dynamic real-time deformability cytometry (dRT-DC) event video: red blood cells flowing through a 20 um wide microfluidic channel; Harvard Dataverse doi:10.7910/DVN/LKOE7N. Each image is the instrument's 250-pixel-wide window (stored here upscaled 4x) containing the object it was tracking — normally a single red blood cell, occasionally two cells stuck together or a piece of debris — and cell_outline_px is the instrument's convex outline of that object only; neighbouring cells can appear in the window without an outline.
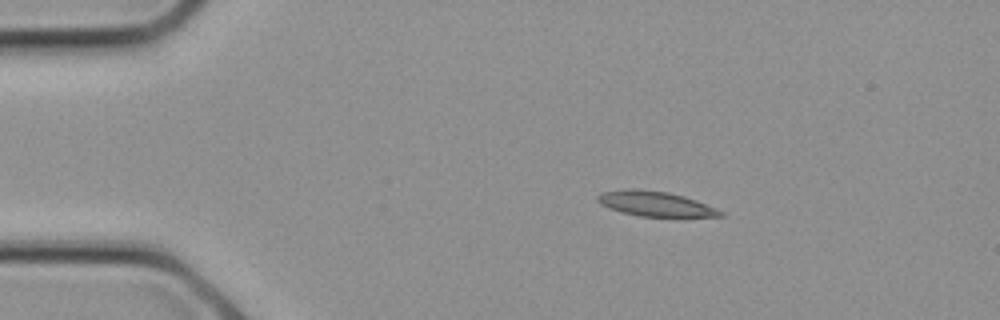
{"species": "common noctule bat (a hibernating species)", "species_latin": "Nyctalus noctula", "temperature_condition": "cold", "stored_images_in_passage": 15, "camera_frame_rate_fps": 3000, "um_per_image_px": 0.085, "animal": {"sex": "female", "body_mass_g": 21.9}, "frame": {"image": 1, "passage_image": 4, "time_ms": 1.0, "image_size_px": [1000, 320], "cell_outline_px": [[724, 216], [640, 216], [620, 212], [600, 204], [596, 200], [596, 196], [600, 192], [628, 188], [636, 188], [668, 192], [684, 196], [696, 200], [716, 208], [724, 212]], "centroid_in_image_um": [55.64, 17.3], "position_along_channel_um": 29.4, "area_um2": 17.86}}
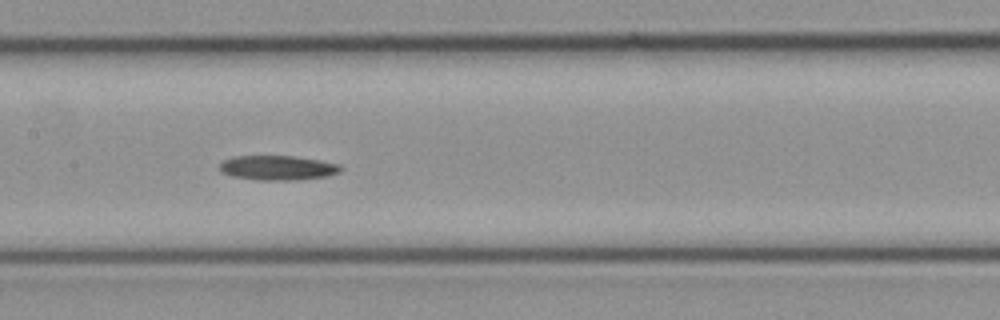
{"frame": {"image": 2, "passage_image": 12, "time_ms": 3.667, "image_size_px": [1000, 320], "cell_outline_px": [[344, 168], [340, 172], [328, 176], [300, 180], [256, 180], [232, 176], [220, 172], [220, 164], [224, 160], [232, 156], [296, 156], [320, 160], [340, 164]], "centroid_in_image_um": [23.64, 14.27], "position_along_channel_um": 183.8, "area_um2": 17.63}}
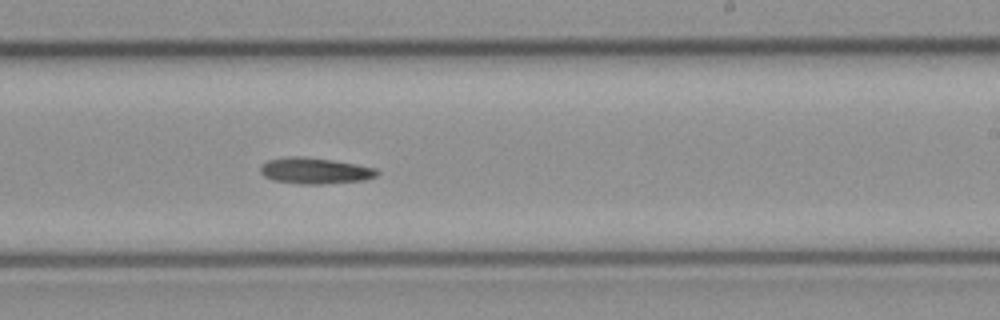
{"frame": {"image": 3, "passage_image": 15, "time_ms": 4.667, "image_size_px": [1000, 320], "cell_outline_px": [[380, 172], [376, 176], [364, 180], [320, 184], [300, 184], [272, 180], [264, 176], [260, 172], [260, 164], [268, 160], [288, 156], [304, 156], [332, 160], [356, 164], [376, 168]], "centroid_in_image_um": [26.74, 14.51], "position_along_channel_um": 262.3, "area_um2": 17.86}}